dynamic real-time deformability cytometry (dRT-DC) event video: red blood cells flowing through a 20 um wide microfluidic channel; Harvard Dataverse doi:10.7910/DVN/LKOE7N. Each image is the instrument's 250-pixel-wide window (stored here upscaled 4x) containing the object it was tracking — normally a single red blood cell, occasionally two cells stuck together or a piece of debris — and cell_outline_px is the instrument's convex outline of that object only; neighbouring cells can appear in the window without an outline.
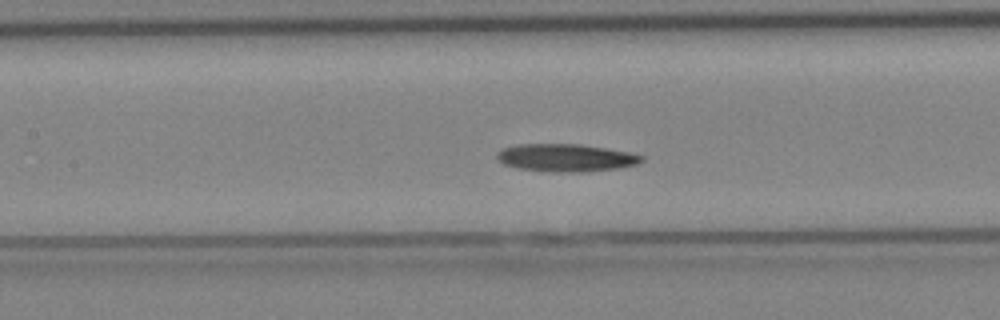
{"species": "Egyptian fruit bat (a non-hibernating species)", "species_latin": "Rousettus aegyptiacus", "temperature_condition": "cold", "stored_images_in_passage": 6, "camera_frame_rate_fps": 3000, "um_per_image_px": 0.085, "animal": {"sex": "female"}, "frame": {"image": 1, "passage_image": 6, "time_ms": 5.667, "image_size_px": [1000, 320], "cell_outline_px": [[644, 160], [636, 164], [616, 168], [584, 172], [552, 172], [516, 168], [504, 164], [496, 156], [496, 152], [504, 148], [516, 144], [580, 144], [628, 152], [644, 156]], "centroid_in_image_um": [48.07, 13.41], "position_along_channel_um": 159.3, "area_um2": 23.24}}